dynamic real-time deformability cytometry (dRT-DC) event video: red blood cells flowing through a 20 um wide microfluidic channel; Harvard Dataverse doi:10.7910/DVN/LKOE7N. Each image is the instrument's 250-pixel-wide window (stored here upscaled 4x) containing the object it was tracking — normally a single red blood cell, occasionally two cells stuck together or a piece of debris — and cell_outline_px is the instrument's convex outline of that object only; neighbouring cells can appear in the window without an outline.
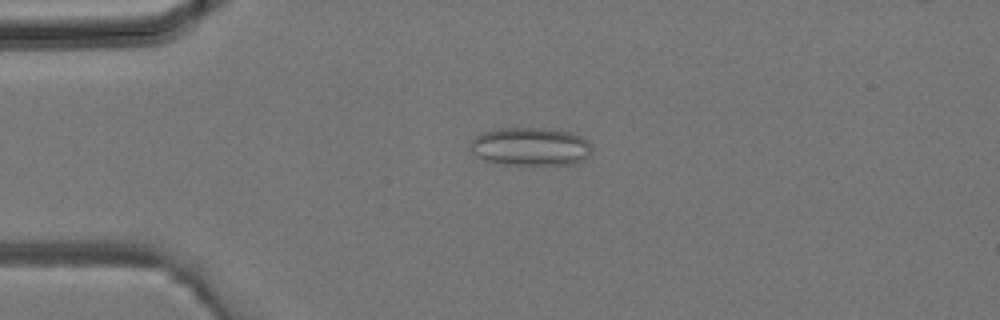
{"species": "common noctule bat (a hibernating species)", "species_latin": "Nyctalus noctula", "temperature_condition": "room temperature", "stored_images_in_passage": 3, "camera_frame_rate_fps": 3000, "um_per_image_px": 0.085, "animal": {"sex": "male", "body_mass_g": 19.2, "forearm_length_mm": 51.8}, "frame": {"image": 1, "passage_image": 1, "time_ms": 0.0, "image_size_px": [1000, 320], "cell_outline_px": [[592, 152], [584, 160], [572, 164], [500, 164], [484, 160], [476, 156], [472, 152], [468, 144], [476, 136], [484, 132], [500, 128], [544, 128], [568, 132], [580, 136], [588, 140], [592, 148]], "centroid_in_image_um": [45.08, 12.46], "position_along_channel_um": 39.9, "area_um2": 27.11}}